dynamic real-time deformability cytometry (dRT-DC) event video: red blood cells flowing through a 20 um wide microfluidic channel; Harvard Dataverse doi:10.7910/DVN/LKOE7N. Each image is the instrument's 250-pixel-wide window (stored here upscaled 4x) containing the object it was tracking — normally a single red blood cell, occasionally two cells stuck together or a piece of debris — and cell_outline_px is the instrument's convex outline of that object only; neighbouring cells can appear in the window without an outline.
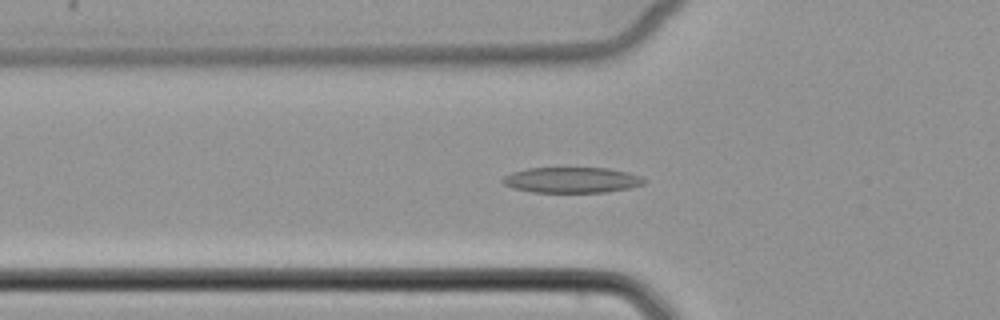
{"species": "common noctule bat (a hibernating species)", "species_latin": "Nyctalus noctula", "temperature_condition": "cold", "stored_images_in_passage": 44, "camera_frame_rate_fps": 3000, "um_per_image_px": 0.085, "animal": {"sex": "female", "body_mass_g": 22.7, "forearm_length_mm": 54.2}, "frame": {"image": 1, "passage_image": 10, "time_ms": 3.0, "image_size_px": [1000, 320], "cell_outline_px": [[644, 184], [628, 188], [604, 192], [532, 192], [512, 188], [504, 184], [500, 180], [504, 176], [512, 172], [528, 168], [608, 168], [628, 172], [640, 176], [644, 180]], "centroid_in_image_um": [48.56, 15.3], "position_along_channel_um": 77.2, "area_um2": 21.04}}
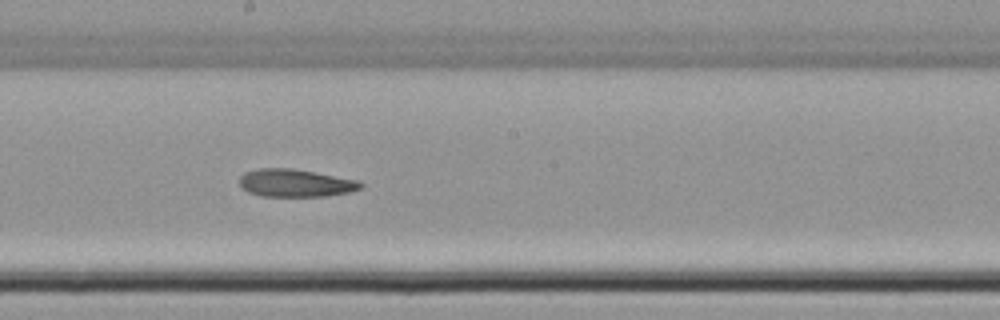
{"frame": {"image": 2, "passage_image": 21, "time_ms": 6.667, "image_size_px": [1000, 320], "cell_outline_px": [[364, 188], [348, 192], [328, 196], [260, 196], [248, 192], [240, 188], [240, 176], [244, 172], [256, 168], [292, 168], [360, 180], [364, 184]], "centroid_in_image_um": [25.12, 15.55], "position_along_channel_um": 223.1, "area_um2": 19.88}}
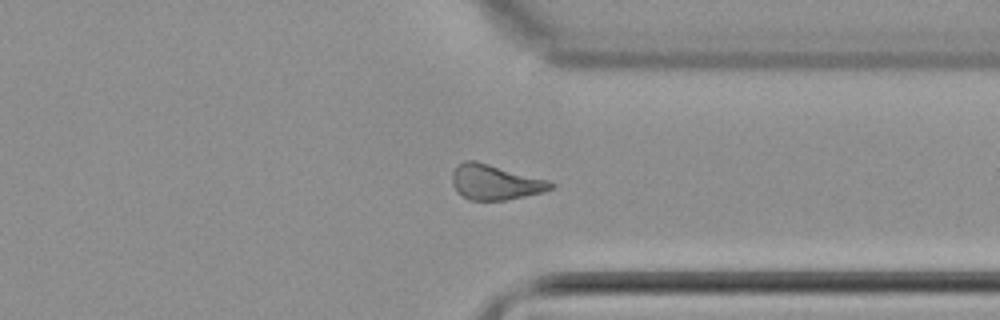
{"frame": {"image": 3, "passage_image": 32, "time_ms": 10.333, "image_size_px": [1000, 320], "cell_outline_px": [[556, 184], [552, 188], [544, 192], [504, 200], [468, 200], [456, 192], [452, 184], [452, 172], [464, 160], [476, 160], [548, 180]], "centroid_in_image_um": [42.07, 15.49], "position_along_channel_um": 369.3, "area_um2": 20.23}}